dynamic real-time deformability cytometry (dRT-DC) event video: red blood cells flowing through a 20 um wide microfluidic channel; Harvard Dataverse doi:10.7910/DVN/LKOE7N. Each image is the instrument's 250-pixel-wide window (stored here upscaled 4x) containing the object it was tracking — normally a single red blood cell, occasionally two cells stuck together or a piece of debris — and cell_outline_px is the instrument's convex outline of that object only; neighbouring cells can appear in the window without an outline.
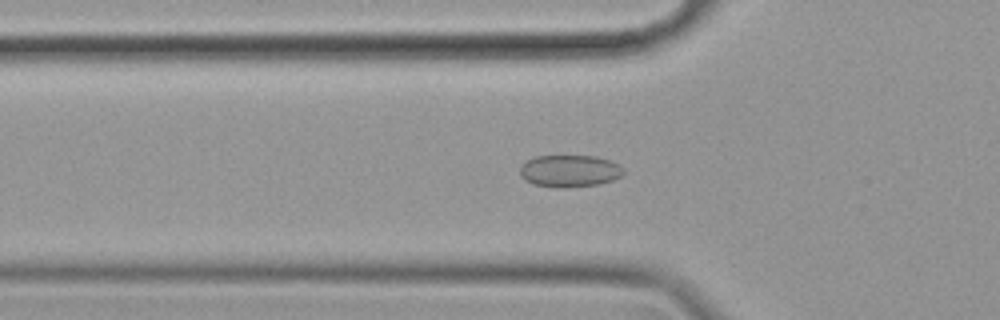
{"species": "common noctule bat (a hibernating species)", "species_latin": "Nyctalus noctula", "temperature_condition": "cold", "stored_images_in_passage": 56, "segment_of_instrument_passage": [1, 2], "camera_frame_rate_fps": 3000, "um_per_image_px": 0.085, "animal": {"sex": "female", "body_mass_g": 19.9}, "frame": {"image": 1, "passage_image": 17, "time_ms": 5.333, "image_size_px": [1000, 320], "cell_outline_px": [[624, 176], [600, 184], [560, 188], [556, 188], [532, 184], [524, 180], [520, 176], [520, 168], [528, 160], [536, 156], [596, 156], [608, 160], [624, 168]], "centroid_in_image_um": [48.42, 14.55], "position_along_channel_um": 77.4, "area_um2": 19.42}}
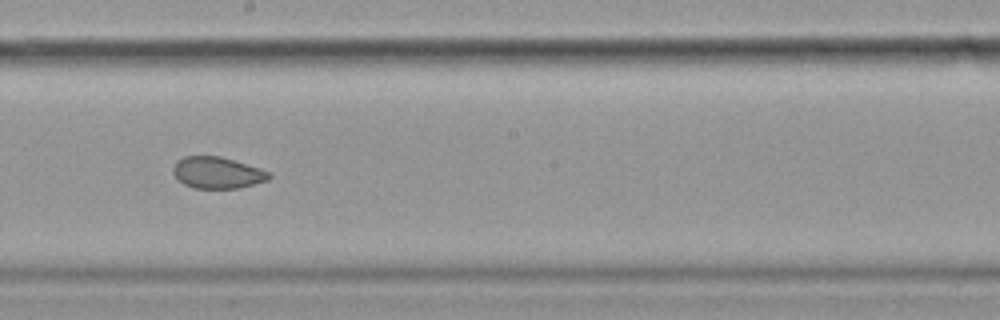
{"frame": {"image": 2, "passage_image": 30, "time_ms": 9.667, "image_size_px": [1000, 320], "cell_outline_px": [[272, 176], [268, 180], [240, 188], [196, 188], [184, 184], [172, 172], [172, 168], [176, 160], [184, 156], [220, 156], [272, 172]], "centroid_in_image_um": [18.48, 14.67], "position_along_channel_um": 229.7, "area_um2": 17.63}}
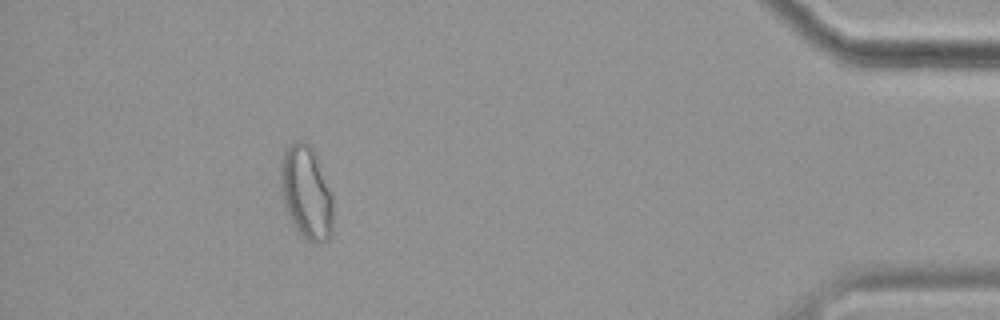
{"frame": {"image": 3, "passage_image": 50, "time_ms": 16.333, "image_size_px": [1000, 320], "cell_outline_px": [[332, 232], [328, 240], [320, 244], [308, 240], [296, 232], [284, 204], [280, 176], [280, 168], [284, 152], [296, 140], [300, 140], [308, 144], [316, 152], [332, 196]], "centroid_in_image_um": [26.05, 16.39], "position_along_channel_um": 409.1, "area_um2": 28.44}}